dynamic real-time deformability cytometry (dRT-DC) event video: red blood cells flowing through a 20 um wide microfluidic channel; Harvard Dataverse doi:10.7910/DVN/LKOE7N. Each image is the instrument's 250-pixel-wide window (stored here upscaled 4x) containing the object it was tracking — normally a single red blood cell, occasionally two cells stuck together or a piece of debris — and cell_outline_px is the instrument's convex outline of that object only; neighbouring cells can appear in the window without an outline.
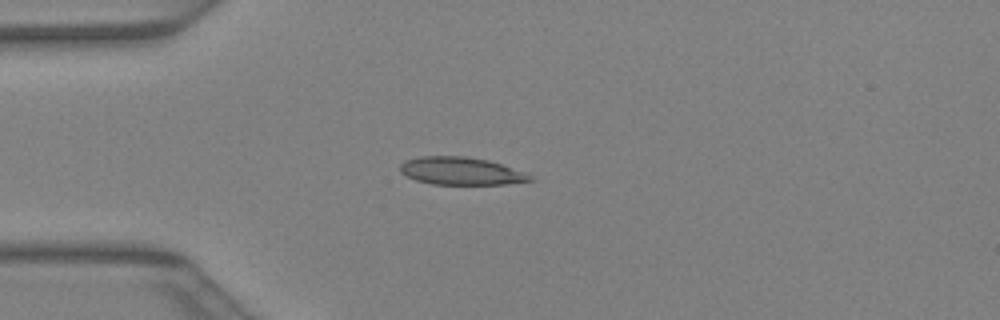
{"species": "Egyptian fruit bat (a non-hibernating species)", "species_latin": "Rousettus aegyptiacus", "temperature_condition": "warm", "stored_images_in_passage": 31, "camera_frame_rate_fps": 3000, "um_per_image_px": 0.085, "animal": {"sex": "female"}, "frame": {"image": 1, "passage_image": 1, "time_ms": 0.0, "image_size_px": [1000, 320], "cell_outline_px": [[532, 180], [504, 184], [432, 184], [416, 180], [400, 172], [400, 164], [404, 160], [420, 156], [464, 156], [488, 160], [524, 172], [532, 176]], "centroid_in_image_um": [39.13, 14.53], "position_along_channel_um": 45.9, "area_um2": 20.75}}
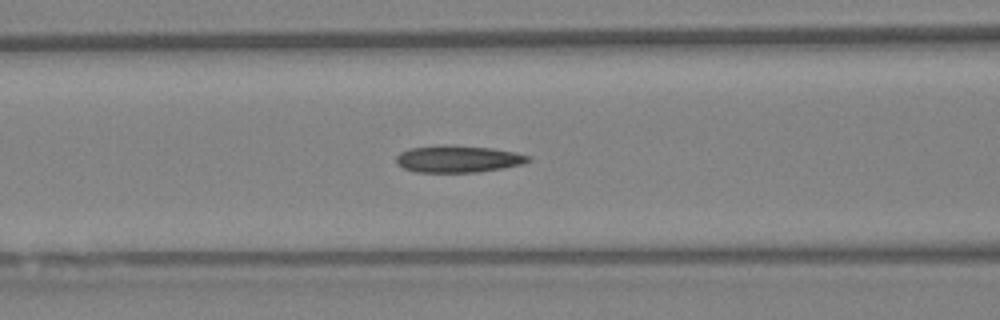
{"frame": {"image": 2, "passage_image": 7, "time_ms": 2.0, "image_size_px": [1000, 320], "cell_outline_px": [[532, 160], [524, 164], [504, 168], [476, 172], [416, 172], [404, 168], [396, 164], [396, 156], [400, 152], [412, 148], [492, 148], [516, 152], [532, 156]], "centroid_in_image_um": [39.02, 13.57], "position_along_channel_um": 127.6, "area_um2": 19.83}}
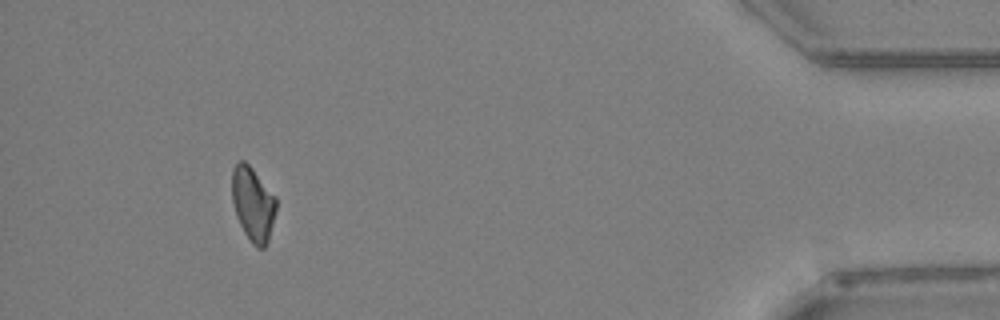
{"frame": {"image": 3, "passage_image": 28, "time_ms": 9.0, "image_size_px": [1000, 320], "cell_outline_px": [[276, 208], [268, 240], [264, 248], [256, 248], [252, 244], [244, 232], [236, 216], [232, 200], [232, 168], [240, 160], [244, 160], [252, 168], [276, 196]], "centroid_in_image_um": [21.49, 17.33], "position_along_channel_um": 413.7, "area_um2": 19.02}}